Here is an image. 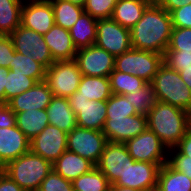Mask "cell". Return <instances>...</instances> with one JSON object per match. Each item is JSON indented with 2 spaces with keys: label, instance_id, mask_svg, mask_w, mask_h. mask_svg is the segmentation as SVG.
I'll return each mask as SVG.
<instances>
[{
  "label": "cell",
  "instance_id": "obj_1",
  "mask_svg": "<svg viewBox=\"0 0 191 191\" xmlns=\"http://www.w3.org/2000/svg\"><path fill=\"white\" fill-rule=\"evenodd\" d=\"M172 28L170 13L152 2L130 29L132 48L164 54L170 43Z\"/></svg>",
  "mask_w": 191,
  "mask_h": 191
},
{
  "label": "cell",
  "instance_id": "obj_2",
  "mask_svg": "<svg viewBox=\"0 0 191 191\" xmlns=\"http://www.w3.org/2000/svg\"><path fill=\"white\" fill-rule=\"evenodd\" d=\"M147 125L168 150L174 148L191 128V114L158 101L147 114Z\"/></svg>",
  "mask_w": 191,
  "mask_h": 191
},
{
  "label": "cell",
  "instance_id": "obj_3",
  "mask_svg": "<svg viewBox=\"0 0 191 191\" xmlns=\"http://www.w3.org/2000/svg\"><path fill=\"white\" fill-rule=\"evenodd\" d=\"M52 169L50 161L31 151L10 161L2 168L25 191H38L41 182Z\"/></svg>",
  "mask_w": 191,
  "mask_h": 191
},
{
  "label": "cell",
  "instance_id": "obj_4",
  "mask_svg": "<svg viewBox=\"0 0 191 191\" xmlns=\"http://www.w3.org/2000/svg\"><path fill=\"white\" fill-rule=\"evenodd\" d=\"M157 101L168 103L191 114V90L179 72L162 64L150 82Z\"/></svg>",
  "mask_w": 191,
  "mask_h": 191
},
{
  "label": "cell",
  "instance_id": "obj_5",
  "mask_svg": "<svg viewBox=\"0 0 191 191\" xmlns=\"http://www.w3.org/2000/svg\"><path fill=\"white\" fill-rule=\"evenodd\" d=\"M163 63V54L131 48L115 57V70L136 75L150 83Z\"/></svg>",
  "mask_w": 191,
  "mask_h": 191
},
{
  "label": "cell",
  "instance_id": "obj_6",
  "mask_svg": "<svg viewBox=\"0 0 191 191\" xmlns=\"http://www.w3.org/2000/svg\"><path fill=\"white\" fill-rule=\"evenodd\" d=\"M82 76L74 59L55 61L46 69L44 81L53 96L69 98L78 90Z\"/></svg>",
  "mask_w": 191,
  "mask_h": 191
},
{
  "label": "cell",
  "instance_id": "obj_7",
  "mask_svg": "<svg viewBox=\"0 0 191 191\" xmlns=\"http://www.w3.org/2000/svg\"><path fill=\"white\" fill-rule=\"evenodd\" d=\"M107 142L102 131L79 126L67 134V150L90 160L95 165L98 163Z\"/></svg>",
  "mask_w": 191,
  "mask_h": 191
},
{
  "label": "cell",
  "instance_id": "obj_8",
  "mask_svg": "<svg viewBox=\"0 0 191 191\" xmlns=\"http://www.w3.org/2000/svg\"><path fill=\"white\" fill-rule=\"evenodd\" d=\"M95 45L117 57L132 48L130 29L121 26L112 18L99 19Z\"/></svg>",
  "mask_w": 191,
  "mask_h": 191
},
{
  "label": "cell",
  "instance_id": "obj_9",
  "mask_svg": "<svg viewBox=\"0 0 191 191\" xmlns=\"http://www.w3.org/2000/svg\"><path fill=\"white\" fill-rule=\"evenodd\" d=\"M10 36L15 51L25 56H32L34 61L46 69L55 62L42 34L20 25Z\"/></svg>",
  "mask_w": 191,
  "mask_h": 191
},
{
  "label": "cell",
  "instance_id": "obj_10",
  "mask_svg": "<svg viewBox=\"0 0 191 191\" xmlns=\"http://www.w3.org/2000/svg\"><path fill=\"white\" fill-rule=\"evenodd\" d=\"M129 155L135 161L156 163L164 165L167 162V147L161 142L160 138L148 128L136 137L126 141ZM166 157H165V155Z\"/></svg>",
  "mask_w": 191,
  "mask_h": 191
},
{
  "label": "cell",
  "instance_id": "obj_11",
  "mask_svg": "<svg viewBox=\"0 0 191 191\" xmlns=\"http://www.w3.org/2000/svg\"><path fill=\"white\" fill-rule=\"evenodd\" d=\"M68 99L70 107L76 114L77 126L102 131L107 115V100H88L78 97L77 91Z\"/></svg>",
  "mask_w": 191,
  "mask_h": 191
},
{
  "label": "cell",
  "instance_id": "obj_12",
  "mask_svg": "<svg viewBox=\"0 0 191 191\" xmlns=\"http://www.w3.org/2000/svg\"><path fill=\"white\" fill-rule=\"evenodd\" d=\"M74 60L86 76L109 77L115 69V57L95 44L77 50Z\"/></svg>",
  "mask_w": 191,
  "mask_h": 191
},
{
  "label": "cell",
  "instance_id": "obj_13",
  "mask_svg": "<svg viewBox=\"0 0 191 191\" xmlns=\"http://www.w3.org/2000/svg\"><path fill=\"white\" fill-rule=\"evenodd\" d=\"M161 166L156 163L134 160L133 163H129L124 175L120 176L113 185L140 191H156Z\"/></svg>",
  "mask_w": 191,
  "mask_h": 191
},
{
  "label": "cell",
  "instance_id": "obj_14",
  "mask_svg": "<svg viewBox=\"0 0 191 191\" xmlns=\"http://www.w3.org/2000/svg\"><path fill=\"white\" fill-rule=\"evenodd\" d=\"M67 134L56 126L48 124L30 140V151L54 163L67 150Z\"/></svg>",
  "mask_w": 191,
  "mask_h": 191
},
{
  "label": "cell",
  "instance_id": "obj_15",
  "mask_svg": "<svg viewBox=\"0 0 191 191\" xmlns=\"http://www.w3.org/2000/svg\"><path fill=\"white\" fill-rule=\"evenodd\" d=\"M134 159L129 155L124 143L107 142L96 167L107 177L113 185L120 176H123L129 163Z\"/></svg>",
  "mask_w": 191,
  "mask_h": 191
},
{
  "label": "cell",
  "instance_id": "obj_16",
  "mask_svg": "<svg viewBox=\"0 0 191 191\" xmlns=\"http://www.w3.org/2000/svg\"><path fill=\"white\" fill-rule=\"evenodd\" d=\"M147 128V115L136 114L125 118L106 119L102 132L108 142L125 143Z\"/></svg>",
  "mask_w": 191,
  "mask_h": 191
},
{
  "label": "cell",
  "instance_id": "obj_17",
  "mask_svg": "<svg viewBox=\"0 0 191 191\" xmlns=\"http://www.w3.org/2000/svg\"><path fill=\"white\" fill-rule=\"evenodd\" d=\"M25 1L28 2L25 4ZM54 24L52 4L49 0H24L21 9L22 26L44 35Z\"/></svg>",
  "mask_w": 191,
  "mask_h": 191
},
{
  "label": "cell",
  "instance_id": "obj_18",
  "mask_svg": "<svg viewBox=\"0 0 191 191\" xmlns=\"http://www.w3.org/2000/svg\"><path fill=\"white\" fill-rule=\"evenodd\" d=\"M30 151V140L15 125L0 128V169Z\"/></svg>",
  "mask_w": 191,
  "mask_h": 191
},
{
  "label": "cell",
  "instance_id": "obj_19",
  "mask_svg": "<svg viewBox=\"0 0 191 191\" xmlns=\"http://www.w3.org/2000/svg\"><path fill=\"white\" fill-rule=\"evenodd\" d=\"M53 93L45 81L36 82L29 90L13 97L7 104L14 112H23L30 109H46L51 102Z\"/></svg>",
  "mask_w": 191,
  "mask_h": 191
},
{
  "label": "cell",
  "instance_id": "obj_20",
  "mask_svg": "<svg viewBox=\"0 0 191 191\" xmlns=\"http://www.w3.org/2000/svg\"><path fill=\"white\" fill-rule=\"evenodd\" d=\"M54 61L73 60L77 53L69 30L54 24L43 35Z\"/></svg>",
  "mask_w": 191,
  "mask_h": 191
},
{
  "label": "cell",
  "instance_id": "obj_21",
  "mask_svg": "<svg viewBox=\"0 0 191 191\" xmlns=\"http://www.w3.org/2000/svg\"><path fill=\"white\" fill-rule=\"evenodd\" d=\"M94 167L96 165L90 160L68 150L52 163L53 170L71 182L79 176L88 173Z\"/></svg>",
  "mask_w": 191,
  "mask_h": 191
},
{
  "label": "cell",
  "instance_id": "obj_22",
  "mask_svg": "<svg viewBox=\"0 0 191 191\" xmlns=\"http://www.w3.org/2000/svg\"><path fill=\"white\" fill-rule=\"evenodd\" d=\"M46 112L49 124L66 133L77 127L76 114L70 107L68 98L53 96Z\"/></svg>",
  "mask_w": 191,
  "mask_h": 191
},
{
  "label": "cell",
  "instance_id": "obj_23",
  "mask_svg": "<svg viewBox=\"0 0 191 191\" xmlns=\"http://www.w3.org/2000/svg\"><path fill=\"white\" fill-rule=\"evenodd\" d=\"M151 3L149 0H117L111 18L121 26L131 29Z\"/></svg>",
  "mask_w": 191,
  "mask_h": 191
},
{
  "label": "cell",
  "instance_id": "obj_24",
  "mask_svg": "<svg viewBox=\"0 0 191 191\" xmlns=\"http://www.w3.org/2000/svg\"><path fill=\"white\" fill-rule=\"evenodd\" d=\"M98 20L83 12L76 23L69 29L72 42L77 50L95 44Z\"/></svg>",
  "mask_w": 191,
  "mask_h": 191
},
{
  "label": "cell",
  "instance_id": "obj_25",
  "mask_svg": "<svg viewBox=\"0 0 191 191\" xmlns=\"http://www.w3.org/2000/svg\"><path fill=\"white\" fill-rule=\"evenodd\" d=\"M16 126L32 140L49 124L46 109H30L15 113Z\"/></svg>",
  "mask_w": 191,
  "mask_h": 191
},
{
  "label": "cell",
  "instance_id": "obj_26",
  "mask_svg": "<svg viewBox=\"0 0 191 191\" xmlns=\"http://www.w3.org/2000/svg\"><path fill=\"white\" fill-rule=\"evenodd\" d=\"M77 92L78 97L93 101L107 100L112 95L109 78L98 76L83 75Z\"/></svg>",
  "mask_w": 191,
  "mask_h": 191
},
{
  "label": "cell",
  "instance_id": "obj_27",
  "mask_svg": "<svg viewBox=\"0 0 191 191\" xmlns=\"http://www.w3.org/2000/svg\"><path fill=\"white\" fill-rule=\"evenodd\" d=\"M156 191H191V179L166 162L160 168Z\"/></svg>",
  "mask_w": 191,
  "mask_h": 191
},
{
  "label": "cell",
  "instance_id": "obj_28",
  "mask_svg": "<svg viewBox=\"0 0 191 191\" xmlns=\"http://www.w3.org/2000/svg\"><path fill=\"white\" fill-rule=\"evenodd\" d=\"M24 0H0V34L10 35L21 25Z\"/></svg>",
  "mask_w": 191,
  "mask_h": 191
},
{
  "label": "cell",
  "instance_id": "obj_29",
  "mask_svg": "<svg viewBox=\"0 0 191 191\" xmlns=\"http://www.w3.org/2000/svg\"><path fill=\"white\" fill-rule=\"evenodd\" d=\"M52 4L55 24L69 30L84 12V6L70 0H49Z\"/></svg>",
  "mask_w": 191,
  "mask_h": 191
},
{
  "label": "cell",
  "instance_id": "obj_30",
  "mask_svg": "<svg viewBox=\"0 0 191 191\" xmlns=\"http://www.w3.org/2000/svg\"><path fill=\"white\" fill-rule=\"evenodd\" d=\"M9 69L14 73H21L31 77L36 82L45 80L46 68L34 61L32 56H25L17 51L13 53V60L9 65Z\"/></svg>",
  "mask_w": 191,
  "mask_h": 191
},
{
  "label": "cell",
  "instance_id": "obj_31",
  "mask_svg": "<svg viewBox=\"0 0 191 191\" xmlns=\"http://www.w3.org/2000/svg\"><path fill=\"white\" fill-rule=\"evenodd\" d=\"M110 87L112 94L126 95L133 91H139L147 81L121 71L113 70L109 75Z\"/></svg>",
  "mask_w": 191,
  "mask_h": 191
},
{
  "label": "cell",
  "instance_id": "obj_32",
  "mask_svg": "<svg viewBox=\"0 0 191 191\" xmlns=\"http://www.w3.org/2000/svg\"><path fill=\"white\" fill-rule=\"evenodd\" d=\"M72 184L74 191H109L111 186L107 177L97 167L79 176Z\"/></svg>",
  "mask_w": 191,
  "mask_h": 191
},
{
  "label": "cell",
  "instance_id": "obj_33",
  "mask_svg": "<svg viewBox=\"0 0 191 191\" xmlns=\"http://www.w3.org/2000/svg\"><path fill=\"white\" fill-rule=\"evenodd\" d=\"M138 114L147 115L158 102L152 85L147 82L139 91H133L124 95Z\"/></svg>",
  "mask_w": 191,
  "mask_h": 191
},
{
  "label": "cell",
  "instance_id": "obj_34",
  "mask_svg": "<svg viewBox=\"0 0 191 191\" xmlns=\"http://www.w3.org/2000/svg\"><path fill=\"white\" fill-rule=\"evenodd\" d=\"M36 81L21 73H14L9 69L6 76L5 86V103H7L13 97L29 90L35 85Z\"/></svg>",
  "mask_w": 191,
  "mask_h": 191
},
{
  "label": "cell",
  "instance_id": "obj_35",
  "mask_svg": "<svg viewBox=\"0 0 191 191\" xmlns=\"http://www.w3.org/2000/svg\"><path fill=\"white\" fill-rule=\"evenodd\" d=\"M138 114L124 95L112 94L107 99L106 119H119Z\"/></svg>",
  "mask_w": 191,
  "mask_h": 191
},
{
  "label": "cell",
  "instance_id": "obj_36",
  "mask_svg": "<svg viewBox=\"0 0 191 191\" xmlns=\"http://www.w3.org/2000/svg\"><path fill=\"white\" fill-rule=\"evenodd\" d=\"M116 3L117 0H86L84 12L97 20L109 19L112 17Z\"/></svg>",
  "mask_w": 191,
  "mask_h": 191
},
{
  "label": "cell",
  "instance_id": "obj_37",
  "mask_svg": "<svg viewBox=\"0 0 191 191\" xmlns=\"http://www.w3.org/2000/svg\"><path fill=\"white\" fill-rule=\"evenodd\" d=\"M166 50L191 52V28L173 27L170 43Z\"/></svg>",
  "mask_w": 191,
  "mask_h": 191
},
{
  "label": "cell",
  "instance_id": "obj_38",
  "mask_svg": "<svg viewBox=\"0 0 191 191\" xmlns=\"http://www.w3.org/2000/svg\"><path fill=\"white\" fill-rule=\"evenodd\" d=\"M38 191H74L71 181L64 179L53 169L41 182Z\"/></svg>",
  "mask_w": 191,
  "mask_h": 191
},
{
  "label": "cell",
  "instance_id": "obj_39",
  "mask_svg": "<svg viewBox=\"0 0 191 191\" xmlns=\"http://www.w3.org/2000/svg\"><path fill=\"white\" fill-rule=\"evenodd\" d=\"M163 62L171 69L180 72L182 67L191 66V52L165 50Z\"/></svg>",
  "mask_w": 191,
  "mask_h": 191
},
{
  "label": "cell",
  "instance_id": "obj_40",
  "mask_svg": "<svg viewBox=\"0 0 191 191\" xmlns=\"http://www.w3.org/2000/svg\"><path fill=\"white\" fill-rule=\"evenodd\" d=\"M172 27L191 28V4L170 12Z\"/></svg>",
  "mask_w": 191,
  "mask_h": 191
},
{
  "label": "cell",
  "instance_id": "obj_41",
  "mask_svg": "<svg viewBox=\"0 0 191 191\" xmlns=\"http://www.w3.org/2000/svg\"><path fill=\"white\" fill-rule=\"evenodd\" d=\"M15 52L14 45L10 35L0 34V67L9 69Z\"/></svg>",
  "mask_w": 191,
  "mask_h": 191
},
{
  "label": "cell",
  "instance_id": "obj_42",
  "mask_svg": "<svg viewBox=\"0 0 191 191\" xmlns=\"http://www.w3.org/2000/svg\"><path fill=\"white\" fill-rule=\"evenodd\" d=\"M171 158H167V163L175 170L182 172L191 179V160H185V155L178 150Z\"/></svg>",
  "mask_w": 191,
  "mask_h": 191
},
{
  "label": "cell",
  "instance_id": "obj_43",
  "mask_svg": "<svg viewBox=\"0 0 191 191\" xmlns=\"http://www.w3.org/2000/svg\"><path fill=\"white\" fill-rule=\"evenodd\" d=\"M15 113L7 103H0V128L15 126Z\"/></svg>",
  "mask_w": 191,
  "mask_h": 191
},
{
  "label": "cell",
  "instance_id": "obj_44",
  "mask_svg": "<svg viewBox=\"0 0 191 191\" xmlns=\"http://www.w3.org/2000/svg\"><path fill=\"white\" fill-rule=\"evenodd\" d=\"M178 150L181 154L185 155V160H191V128L185 133L181 141L174 147L168 149Z\"/></svg>",
  "mask_w": 191,
  "mask_h": 191
},
{
  "label": "cell",
  "instance_id": "obj_45",
  "mask_svg": "<svg viewBox=\"0 0 191 191\" xmlns=\"http://www.w3.org/2000/svg\"><path fill=\"white\" fill-rule=\"evenodd\" d=\"M0 191H25L9 175L0 169Z\"/></svg>",
  "mask_w": 191,
  "mask_h": 191
},
{
  "label": "cell",
  "instance_id": "obj_46",
  "mask_svg": "<svg viewBox=\"0 0 191 191\" xmlns=\"http://www.w3.org/2000/svg\"><path fill=\"white\" fill-rule=\"evenodd\" d=\"M157 3L170 13L172 10L191 4V0H159Z\"/></svg>",
  "mask_w": 191,
  "mask_h": 191
},
{
  "label": "cell",
  "instance_id": "obj_47",
  "mask_svg": "<svg viewBox=\"0 0 191 191\" xmlns=\"http://www.w3.org/2000/svg\"><path fill=\"white\" fill-rule=\"evenodd\" d=\"M9 69L5 67H0V103H5V86H6V76L8 75Z\"/></svg>",
  "mask_w": 191,
  "mask_h": 191
},
{
  "label": "cell",
  "instance_id": "obj_48",
  "mask_svg": "<svg viewBox=\"0 0 191 191\" xmlns=\"http://www.w3.org/2000/svg\"><path fill=\"white\" fill-rule=\"evenodd\" d=\"M181 79L184 81L185 85L191 90V66L182 67L179 72Z\"/></svg>",
  "mask_w": 191,
  "mask_h": 191
},
{
  "label": "cell",
  "instance_id": "obj_49",
  "mask_svg": "<svg viewBox=\"0 0 191 191\" xmlns=\"http://www.w3.org/2000/svg\"><path fill=\"white\" fill-rule=\"evenodd\" d=\"M109 191H140L133 188L111 185Z\"/></svg>",
  "mask_w": 191,
  "mask_h": 191
},
{
  "label": "cell",
  "instance_id": "obj_50",
  "mask_svg": "<svg viewBox=\"0 0 191 191\" xmlns=\"http://www.w3.org/2000/svg\"><path fill=\"white\" fill-rule=\"evenodd\" d=\"M73 3L79 4L81 6H84L86 3V0H70Z\"/></svg>",
  "mask_w": 191,
  "mask_h": 191
},
{
  "label": "cell",
  "instance_id": "obj_51",
  "mask_svg": "<svg viewBox=\"0 0 191 191\" xmlns=\"http://www.w3.org/2000/svg\"><path fill=\"white\" fill-rule=\"evenodd\" d=\"M149 1H151V2H156V3H157L159 0H149Z\"/></svg>",
  "mask_w": 191,
  "mask_h": 191
}]
</instances>
